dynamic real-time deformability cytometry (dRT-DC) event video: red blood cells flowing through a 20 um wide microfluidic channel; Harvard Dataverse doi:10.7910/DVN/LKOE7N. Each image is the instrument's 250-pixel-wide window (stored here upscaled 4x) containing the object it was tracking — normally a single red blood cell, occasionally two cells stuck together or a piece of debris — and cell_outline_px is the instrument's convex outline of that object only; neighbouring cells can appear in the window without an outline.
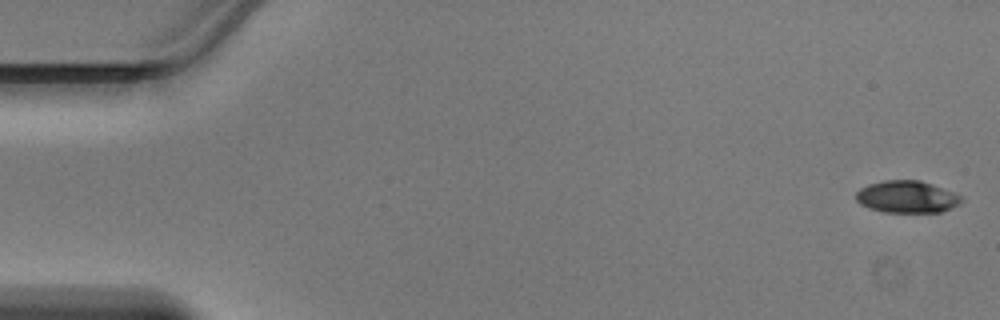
{"species": "Egyptian fruit bat (a non-hibernating species)", "species_latin": "Rousettus aegyptiacus", "temperature_condition": "warm", "stored_images_in_passage": 48, "camera_frame_rate_fps": 3000, "um_per_image_px": 0.085, "animal": {"sex": "male"}, "frame": {"image": 1, "passage_image": 1, "time_ms": 0.0, "image_size_px": [1000, 320], "cell_outline_px": [[964, 200], [960, 204], [940, 212], [884, 212], [868, 208], [860, 204], [856, 200], [856, 192], [860, 188], [868, 184], [884, 180], [920, 180], [956, 192], [964, 196]], "centroid_in_image_um": [77.12, 16.72], "position_along_channel_um": 7.9, "area_um2": 20.0}}
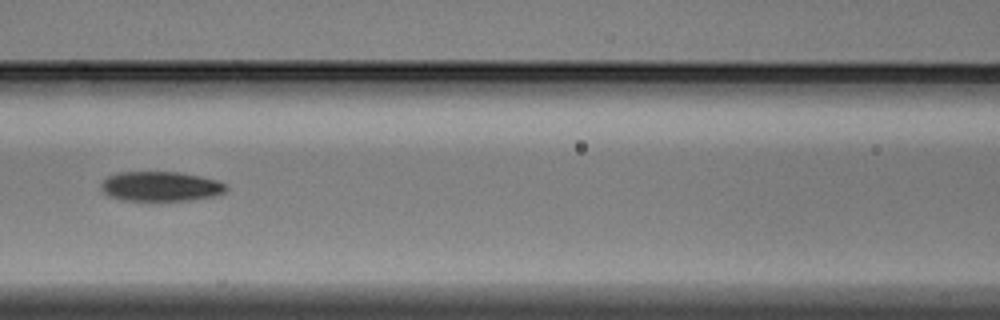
{"frame": {"image": 2, "passage_image": 21, "time_ms": 6.667, "image_size_px": [1000, 320], "cell_outline_px": [[228, 188], [224, 192], [212, 196], [188, 200], [124, 200], [108, 196], [100, 188], [100, 184], [108, 176], [120, 172], [180, 172], [200, 176], [216, 180], [228, 184]], "centroid_in_image_um": [13.65, 15.83], "position_along_channel_um": 153.0, "area_um2": 21.56}}
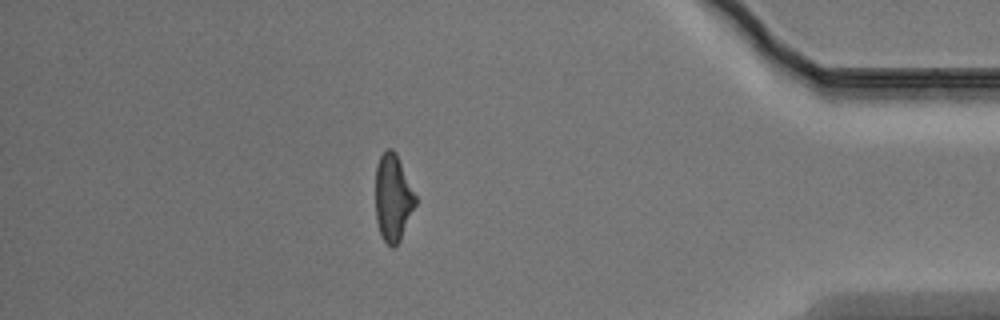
{"frame": {"image": 3, "passage_image": 41, "time_ms": 13.333, "image_size_px": [1000, 320], "cell_outline_px": [[416, 204], [400, 240], [392, 248], [384, 240], [380, 232], [376, 220], [376, 164], [380, 156], [388, 148], [392, 148], [396, 152], [416, 196]], "centroid_in_image_um": [33.4, 16.79], "position_along_channel_um": 401.8, "area_um2": 20.06}}